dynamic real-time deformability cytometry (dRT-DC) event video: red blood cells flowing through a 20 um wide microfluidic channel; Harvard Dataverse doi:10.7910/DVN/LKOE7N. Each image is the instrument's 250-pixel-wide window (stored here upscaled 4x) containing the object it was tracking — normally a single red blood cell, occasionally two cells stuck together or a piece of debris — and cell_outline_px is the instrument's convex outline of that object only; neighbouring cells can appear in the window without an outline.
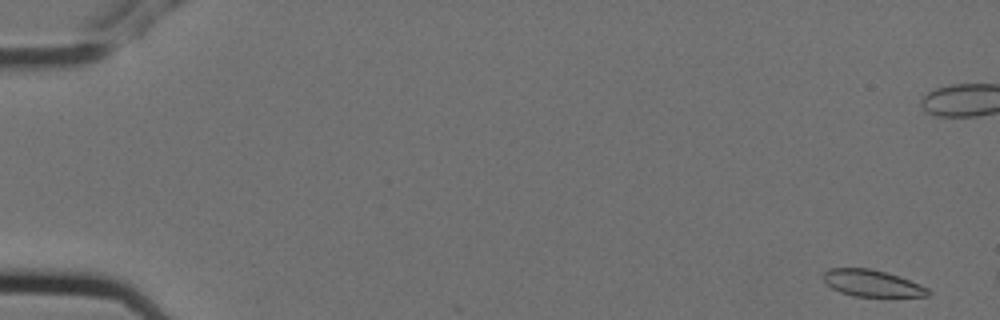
{"species": "Egyptian fruit bat (a non-hibernating species)", "species_latin": "Rousettus aegyptiacus", "temperature_condition": "cold", "stored_images_in_passage": 3, "camera_frame_rate_fps": 3000, "um_per_image_px": 0.085, "animal": {"sex": "female"}, "frame": {"image": 1, "passage_image": 1, "time_ms": 0.0, "image_size_px": [1000, 320], "cell_outline_px": [[932, 292], [928, 296], [852, 296], [840, 292], [832, 288], [824, 280], [824, 272], [828, 268], [868, 268], [884, 272], [920, 284], [928, 288]], "centroid_in_image_um": [74.11, 24.08], "position_along_channel_um": 10.9, "area_um2": 16.01}}